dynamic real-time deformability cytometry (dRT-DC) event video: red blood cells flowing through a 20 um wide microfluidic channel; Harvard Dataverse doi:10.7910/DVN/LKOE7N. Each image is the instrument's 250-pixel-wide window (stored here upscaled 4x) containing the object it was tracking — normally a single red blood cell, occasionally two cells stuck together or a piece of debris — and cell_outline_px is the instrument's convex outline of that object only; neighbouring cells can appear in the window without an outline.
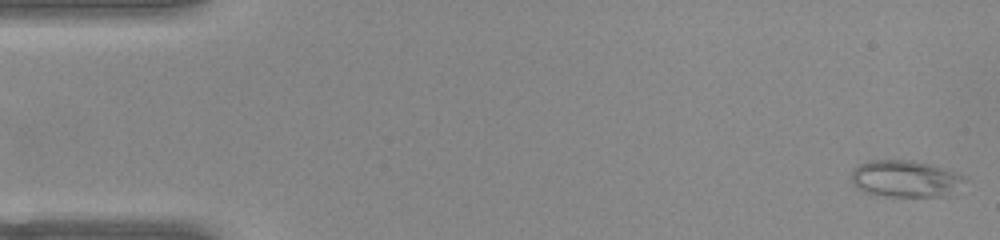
{"species": "common noctule bat (a hibernating species)", "species_latin": "Nyctalus noctula", "temperature_condition": "warm", "stored_images_in_passage": 51, "camera_frame_rate_fps": 3000, "um_per_image_px": 0.085, "animal": {"sex": "female", "body_mass_g": 22.0, "forearm_length_mm": 56.7}, "frame": {"image": 1, "passage_image": 1, "time_ms": 0.0, "image_size_px": [1000, 240], "cell_outline_px": [[964, 180], [944, 196], [876, 196], [864, 192], [856, 188], [852, 184], [852, 168], [856, 164], [872, 160], [912, 160], [928, 164], [964, 176]], "centroid_in_image_um": [76.79, 15.19], "position_along_channel_um": 8.2, "area_um2": 23.93}}
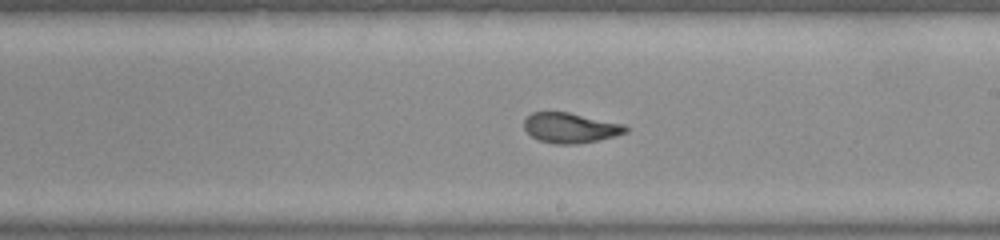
{"frame": {"image": 2, "passage_image": 29, "time_ms": 9.333, "image_size_px": [1000, 240], "cell_outline_px": [[628, 132], [616, 136], [580, 144], [556, 144], [540, 140], [532, 136], [524, 128], [524, 120], [532, 112], [568, 112], [624, 124], [628, 128]], "centroid_in_image_um": [48.51, 10.87], "position_along_channel_um": 240.5, "area_um2": 17.8}}
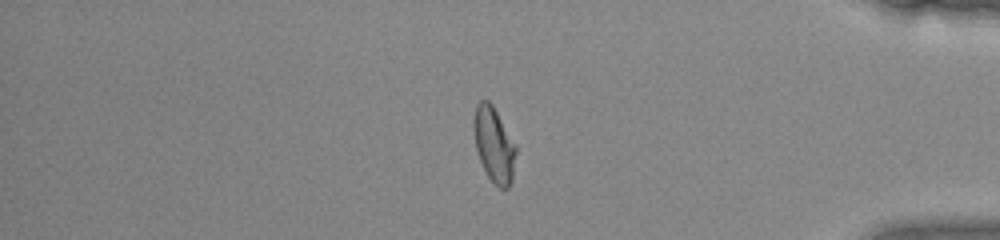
{"frame": {"image": 3, "passage_image": 43, "time_ms": 14.0, "image_size_px": [1000, 240], "cell_outline_px": [[516, 152], [512, 180], [508, 188], [500, 188], [488, 176], [480, 160], [476, 148], [472, 128], [472, 120], [476, 104], [480, 100], [488, 100], [492, 104], [516, 144]], "centroid_in_image_um": [41.97, 12.25], "position_along_channel_um": 393.2, "area_um2": 18.5}, "authors_computed_cell_mechanics": {"area_um2": 19.0162, "velocity_mm_per_s": 3.9327, "shape_relaxation_time_tau1_ms": null, "shape_relaxation_time_tau2_ms": 1.0135, "deformation_change_tau1": null, "deformation_change_tau2": 0.0724}}